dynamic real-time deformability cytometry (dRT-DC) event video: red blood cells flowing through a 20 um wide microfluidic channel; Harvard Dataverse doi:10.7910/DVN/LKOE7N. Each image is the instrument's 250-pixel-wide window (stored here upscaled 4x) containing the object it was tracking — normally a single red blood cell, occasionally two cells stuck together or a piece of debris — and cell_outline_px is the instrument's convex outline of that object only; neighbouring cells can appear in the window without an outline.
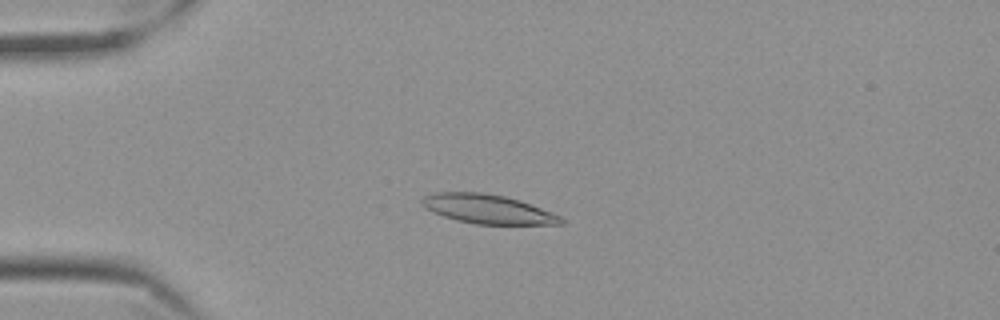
{"species": "Egyptian fruit bat (a non-hibernating species)", "species_latin": "Rousettus aegyptiacus", "temperature_condition": "cold", "stored_images_in_passage": 57, "camera_frame_rate_fps": 3000, "um_per_image_px": 0.085, "frame": {"image": 1, "passage_image": 14, "time_ms": 4.333, "image_size_px": [1000, 320], "cell_outline_px": [[568, 220], [564, 224], [476, 224], [456, 220], [444, 216], [424, 208], [420, 204], [420, 200], [424, 196], [436, 192], [480, 192], [504, 196], [520, 200], [560, 216]], "centroid_in_image_um": [41.44, 17.77], "position_along_channel_um": 43.6, "area_um2": 23.58}}
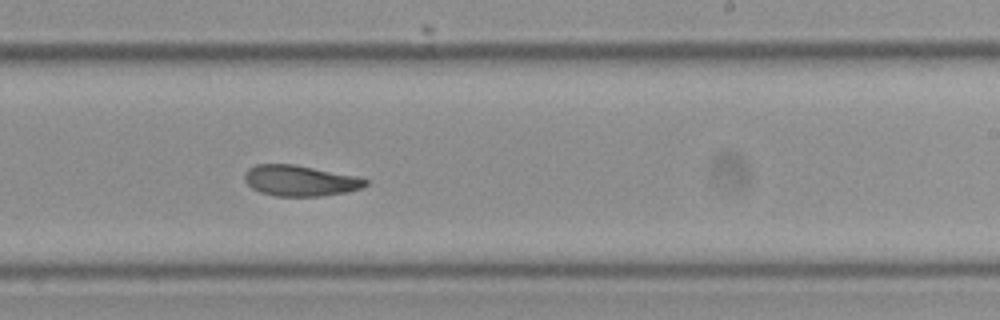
{"frame": {"image": 2, "passage_image": 35, "time_ms": 11.333, "image_size_px": [1000, 320], "cell_outline_px": [[368, 184], [360, 188], [344, 192], [320, 196], [276, 196], [260, 192], [252, 188], [244, 180], [244, 172], [248, 168], [256, 164], [296, 164], [356, 176], [368, 180]], "centroid_in_image_um": [25.47, 15.34], "position_along_channel_um": 263.5, "area_um2": 21.68}}
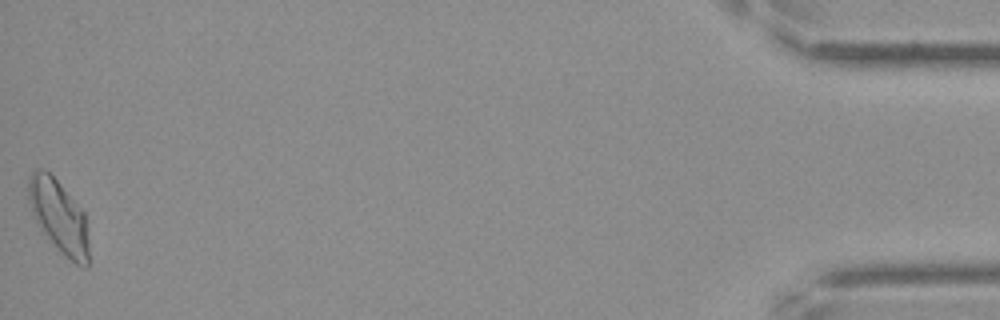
{"frame": {"image": 3, "passage_image": 57, "time_ms": 18.667, "image_size_px": [1000, 320], "cell_outline_px": [[88, 268], [84, 268], [76, 264], [64, 256], [44, 232], [36, 220], [32, 212], [28, 200], [28, 176], [36, 168], [48, 172], [60, 184], [84, 212], [88, 240]], "centroid_in_image_um": [5.0, 18.41], "position_along_channel_um": 430.2, "area_um2": 25.2}, "authors_computed_cell_mechanics": {"area_um2": 22.8888, "velocity_mm_per_s": 3.5146, "shape_relaxation_time_tau1_ms": null, "shape_relaxation_time_tau2_ms": 4.0485, "deformation_change_tau1": null, "deformation_change_tau2": 0.0987}}